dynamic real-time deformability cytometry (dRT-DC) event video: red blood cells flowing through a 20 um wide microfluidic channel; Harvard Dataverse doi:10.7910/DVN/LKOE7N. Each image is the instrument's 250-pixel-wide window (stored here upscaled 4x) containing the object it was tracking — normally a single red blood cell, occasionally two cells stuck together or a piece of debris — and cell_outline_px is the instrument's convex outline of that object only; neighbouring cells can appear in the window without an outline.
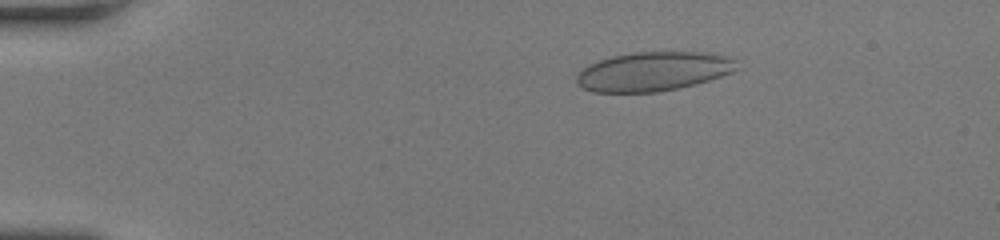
{"species": "human", "species_latin": "Homo sapiens", "temperature_condition": "room temperature", "stored_images_in_passage": 53, "camera_frame_rate_fps": 3000, "um_per_image_px": 0.085, "donor": {"sex": "female"}, "frame": {"image": 1, "passage_image": 9, "time_ms": 2.667, "image_size_px": [1000, 240], "cell_outline_px": [[740, 68], [732, 72], [696, 84], [656, 92], [592, 92], [580, 88], [576, 84], [576, 76], [580, 68], [588, 64], [612, 56], [632, 52], [712, 52], [728, 56], [736, 60]], "centroid_in_image_um": [55.51, 6.06], "position_along_channel_um": 29.5, "area_um2": 36.99}}
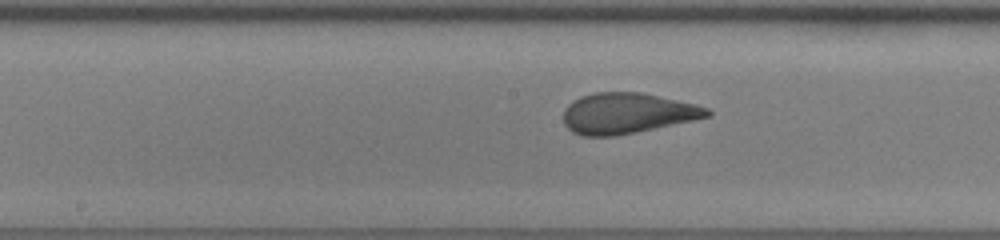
{"frame": {"image": 2, "passage_image": 28, "time_ms": 9.0, "image_size_px": [1000, 240], "cell_outline_px": [[712, 116], [636, 132], [612, 136], [584, 136], [572, 132], [564, 124], [564, 112], [568, 104], [580, 96], [596, 92], [640, 92], [696, 104], [708, 108], [712, 112]], "centroid_in_image_um": [53.31, 9.62], "position_along_channel_um": 194.9, "area_um2": 33.93}}
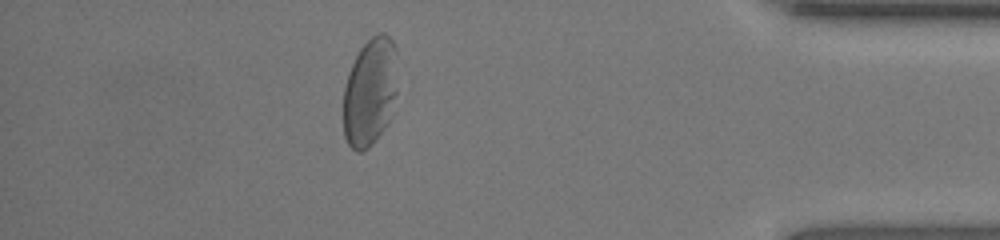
{"frame": {"image": 3, "passage_image": 47, "time_ms": 15.333, "image_size_px": [1000, 240], "cell_outline_px": [[396, 92], [388, 120], [384, 128], [376, 140], [368, 148], [360, 152], [356, 152], [348, 144], [344, 136], [344, 88], [348, 72], [360, 48], [372, 36], [380, 32], [384, 32], [392, 40], [396, 48]], "centroid_in_image_um": [31.44, 7.81], "position_along_channel_um": 403.8, "area_um2": 34.04}, "authors_computed_cell_mechanics": {"area_um2": 35.0846, "velocity_mm_per_s": 3.873, "shape_relaxation_time_tau1_ms": 5.9774, "shape_relaxation_time_tau2_ms": null, "deformation_change_tau1": 0.1816, "deformation_change_tau2": null}}